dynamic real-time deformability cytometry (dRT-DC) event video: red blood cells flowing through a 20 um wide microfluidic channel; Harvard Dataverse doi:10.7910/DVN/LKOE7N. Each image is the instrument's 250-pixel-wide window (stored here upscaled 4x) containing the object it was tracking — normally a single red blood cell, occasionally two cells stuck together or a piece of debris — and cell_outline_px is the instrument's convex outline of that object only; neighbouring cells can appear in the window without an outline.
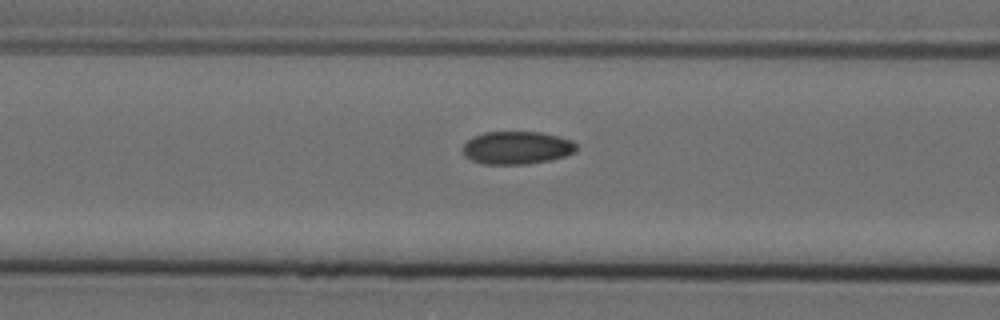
{"species": "Egyptian fruit bat (a non-hibernating species)", "species_latin": "Rousettus aegyptiacus", "temperature_condition": "cold", "stored_images_in_passage": 6, "camera_frame_rate_fps": 3000, "um_per_image_px": 0.085, "animal": {"sex": "female"}, "frame": {"image": 1, "passage_image": 6, "time_ms": 1.667, "image_size_px": [1000, 320], "cell_outline_px": [[576, 152], [564, 156], [548, 160], [528, 164], [480, 164], [464, 156], [464, 144], [472, 136], [484, 132], [540, 132], [560, 136], [572, 140], [576, 144]], "centroid_in_image_um": [43.93, 12.55], "position_along_channel_um": 122.7, "area_um2": 21.85}}